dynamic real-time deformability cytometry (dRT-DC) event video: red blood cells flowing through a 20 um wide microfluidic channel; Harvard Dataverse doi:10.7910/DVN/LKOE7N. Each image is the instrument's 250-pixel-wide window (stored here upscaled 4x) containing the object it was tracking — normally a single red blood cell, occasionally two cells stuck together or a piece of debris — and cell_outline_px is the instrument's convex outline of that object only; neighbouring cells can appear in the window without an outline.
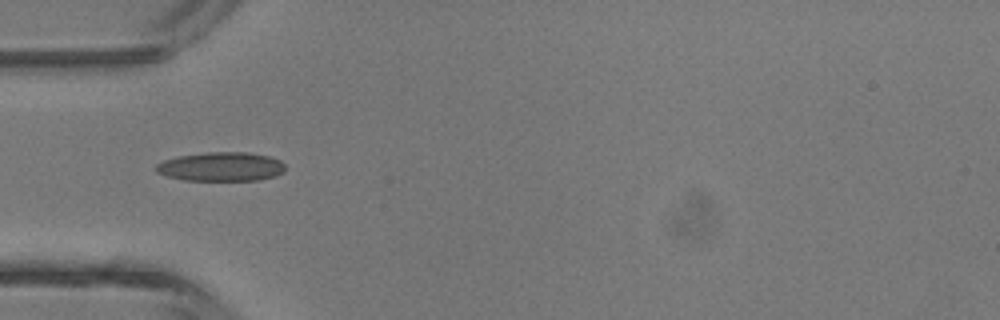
{"species": "common noctule bat (a hibernating species)", "species_latin": "Nyctalus noctula", "temperature_condition": "room temperature", "stored_images_in_passage": 3, "camera_frame_rate_fps": 3000, "um_per_image_px": 0.085, "animal": {"sex": "male", "body_mass_g": 13.3}, "frame": {"image": 1, "passage_image": 2, "time_ms": 1.333, "image_size_px": [1000, 320], "cell_outline_px": [[284, 172], [276, 176], [256, 180], [184, 180], [168, 176], [156, 172], [156, 164], [164, 160], [180, 156], [208, 152], [248, 152], [268, 156], [280, 160], [284, 164]], "centroid_in_image_um": [18.81, 14.16], "position_along_channel_um": 66.2, "area_um2": 21.73}}
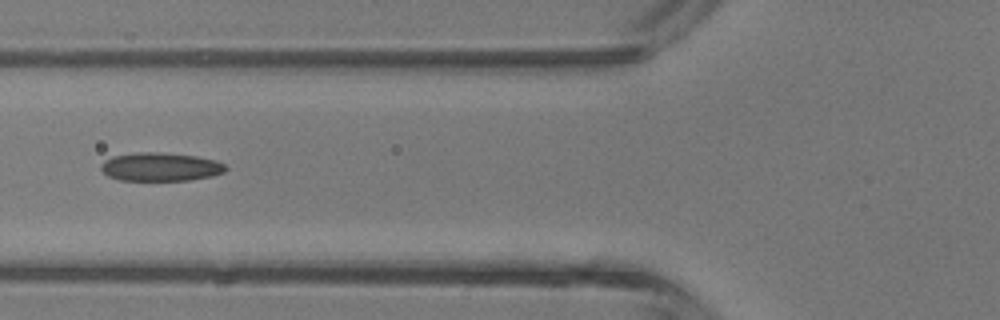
{"frame": {"image": 2, "passage_image": 3, "time_ms": 2.333, "image_size_px": [1000, 320], "cell_outline_px": [[228, 168], [224, 172], [212, 176], [188, 180], [120, 180], [108, 176], [100, 168], [100, 164], [104, 160], [112, 156], [136, 152], [156, 152], [196, 156], [216, 160], [224, 164]], "centroid_in_image_um": [13.63, 14.18], "position_along_channel_um": 112.2, "area_um2": 20.69}}